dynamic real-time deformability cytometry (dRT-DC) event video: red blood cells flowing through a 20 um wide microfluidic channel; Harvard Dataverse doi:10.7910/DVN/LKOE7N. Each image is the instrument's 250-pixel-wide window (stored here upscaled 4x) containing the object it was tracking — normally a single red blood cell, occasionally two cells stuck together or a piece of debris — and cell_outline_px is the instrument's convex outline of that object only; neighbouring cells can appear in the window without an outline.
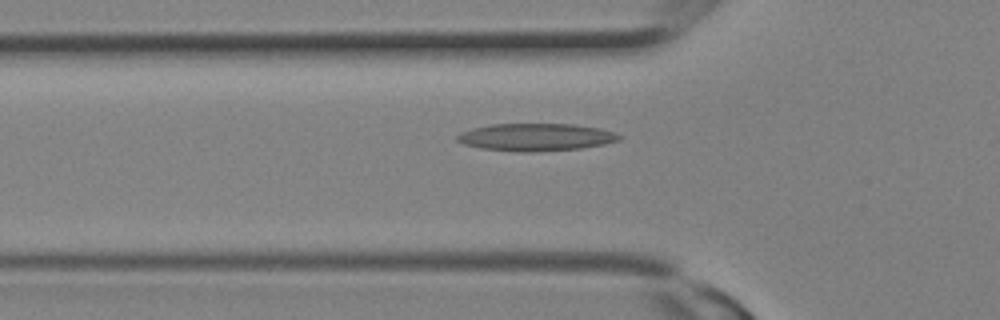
{"species": "Egyptian fruit bat (a non-hibernating species)", "species_latin": "Rousettus aegyptiacus", "temperature_condition": "room temperature", "stored_images_in_passage": 21, "camera_frame_rate_fps": 3000, "um_per_image_px": 0.085, "animal": {"sex": "female"}, "frame": {"image": 1, "passage_image": 10, "time_ms": 3.0, "image_size_px": [1000, 320], "cell_outline_px": [[624, 136], [620, 140], [604, 144], [580, 148], [532, 152], [516, 152], [480, 148], [464, 144], [456, 140], [456, 136], [460, 132], [472, 128], [492, 124], [572, 124], [600, 128], [616, 132]], "centroid_in_image_um": [45.56, 11.66], "position_along_channel_um": 80.2, "area_um2": 26.13}}
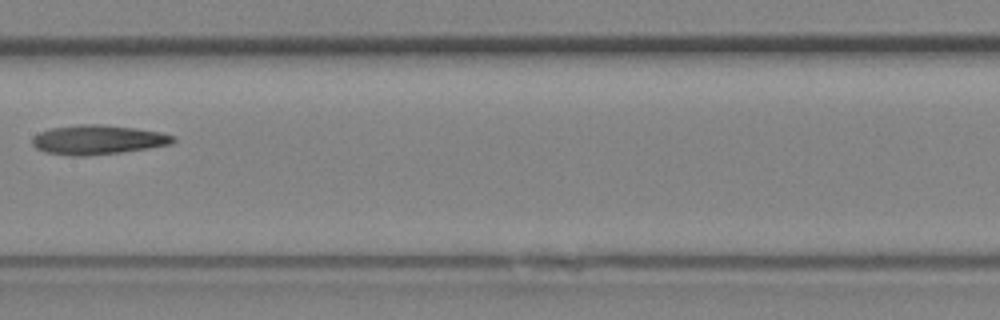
{"frame": {"image": 2, "passage_image": 15, "time_ms": 4.667, "image_size_px": [1000, 320], "cell_outline_px": [[176, 140], [172, 144], [148, 148], [120, 152], [84, 156], [72, 156], [44, 152], [36, 148], [32, 144], [32, 136], [40, 132], [52, 128], [80, 124], [100, 124], [136, 128], [160, 132], [176, 136]], "centroid_in_image_um": [8.32, 11.88], "position_along_channel_um": 199.1, "area_um2": 24.16}}
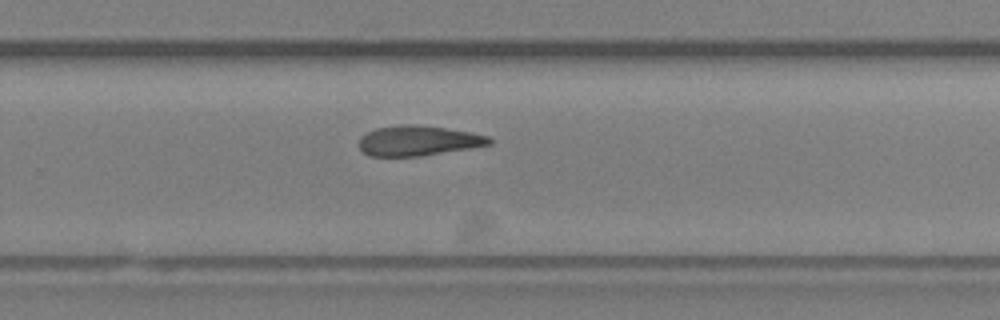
{"frame": {"image": 3, "passage_image": 19, "time_ms": 6.0, "image_size_px": [1000, 320], "cell_outline_px": [[492, 144], [420, 156], [368, 156], [356, 144], [360, 136], [376, 128], [404, 124], [408, 124], [444, 128], [468, 132], [488, 136], [492, 140]], "centroid_in_image_um": [35.48, 11.96], "position_along_channel_um": 294.3, "area_um2": 22.6}}